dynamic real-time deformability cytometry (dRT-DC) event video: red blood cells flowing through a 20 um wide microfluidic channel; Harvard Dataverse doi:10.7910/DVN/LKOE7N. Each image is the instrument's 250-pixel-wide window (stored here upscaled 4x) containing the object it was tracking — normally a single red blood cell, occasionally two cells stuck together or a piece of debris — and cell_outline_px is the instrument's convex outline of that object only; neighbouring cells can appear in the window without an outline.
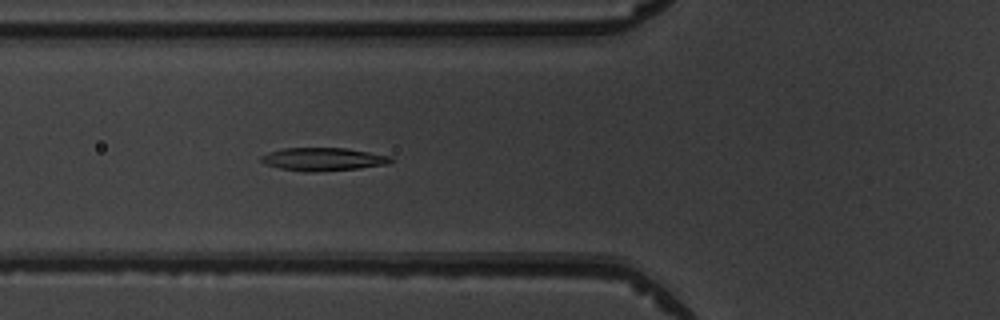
{"species": "common noctule bat (a hibernating species)", "species_latin": "Nyctalus noctula", "temperature_condition": "warm", "stored_images_in_passage": 5, "camera_frame_rate_fps": 3000, "um_per_image_px": 0.085, "animal": {"sex": "male", "body_mass_g": 19.5, "forearm_length_mm": 54.6}, "frame": {"image": 1, "passage_image": 5, "time_ms": 4.667, "image_size_px": [1000, 320], "cell_outline_px": [[392, 160], [388, 164], [360, 168], [312, 172], [304, 172], [280, 168], [268, 164], [260, 160], [260, 156], [268, 152], [284, 148], [344, 148], [392, 156]], "centroid_in_image_um": [27.46, 13.53], "position_along_channel_um": 98.3, "area_um2": 17.28}}